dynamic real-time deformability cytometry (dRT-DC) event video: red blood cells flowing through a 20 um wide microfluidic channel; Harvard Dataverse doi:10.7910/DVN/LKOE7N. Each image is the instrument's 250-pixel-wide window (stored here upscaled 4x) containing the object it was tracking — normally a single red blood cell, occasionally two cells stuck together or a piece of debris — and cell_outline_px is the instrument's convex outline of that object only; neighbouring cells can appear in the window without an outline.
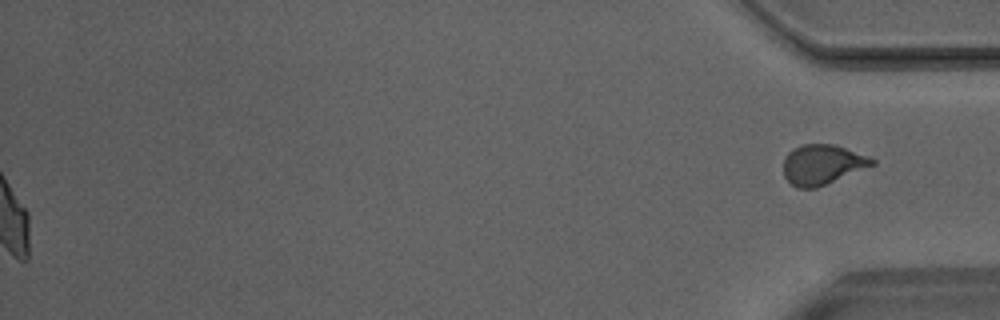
{"species": "Egyptian fruit bat (a non-hibernating species)", "species_latin": "Rousettus aegyptiacus", "temperature_condition": "room temperature", "stored_images_in_passage": 36, "segment_of_instrument_passage": [2, 2], "camera_frame_rate_fps": 3000, "um_per_image_px": 0.085, "animal": {"sex": "male"}, "frame": {"image": 1, "passage_image": 36, "time_ms": 11.667, "image_size_px": [1000, 320], "cell_outline_px": [[876, 164], [816, 188], [796, 188], [784, 176], [784, 156], [792, 148], [800, 144], [836, 144], [868, 156], [876, 160]], "centroid_in_image_um": [69.89, 13.97], "position_along_channel_um": 365.3, "area_um2": 20.75}}